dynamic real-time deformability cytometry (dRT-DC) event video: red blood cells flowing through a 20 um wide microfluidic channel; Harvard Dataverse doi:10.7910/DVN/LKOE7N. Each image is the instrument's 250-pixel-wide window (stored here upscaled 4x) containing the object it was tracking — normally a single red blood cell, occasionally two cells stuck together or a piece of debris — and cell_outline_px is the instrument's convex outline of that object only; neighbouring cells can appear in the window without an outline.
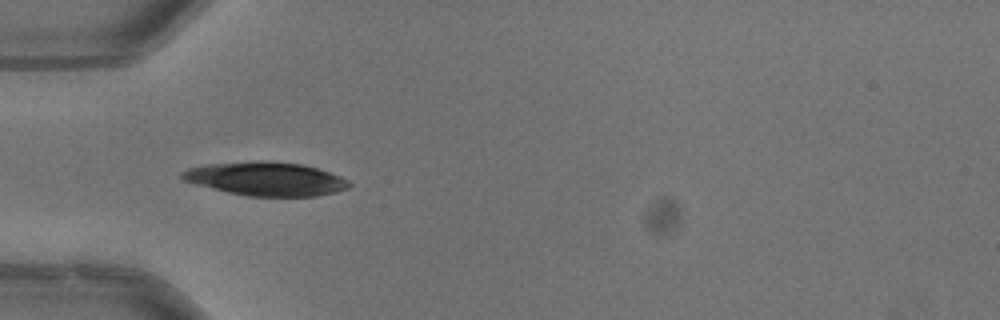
{"species": "common noctule bat (a hibernating species)", "species_latin": "Nyctalus noctula", "temperature_condition": "warm", "stored_images_in_passage": 32, "camera_frame_rate_fps": 3000, "um_per_image_px": 0.085, "animal": {"sex": "male", "body_mass_g": 13.3}, "frame": {"image": 1, "passage_image": 9, "time_ms": 2.667, "image_size_px": [1000, 320], "cell_outline_px": [[352, 184], [348, 188], [336, 192], [316, 196], [248, 196], [228, 192], [196, 184], [184, 180], [180, 176], [180, 172], [188, 168], [204, 164], [260, 160], [264, 160], [300, 164], [316, 168], [340, 176], [348, 180]], "centroid_in_image_um": [22.59, 15.19], "position_along_channel_um": 62.4, "area_um2": 32.71}, "authors_computed_cell_mechanics": {"area_um2": 25.6054, "velocity_mm_per_s": 3.9586, "shape_relaxation_time_tau1_ms": 2.1499, "shape_relaxation_time_tau2_ms": null, "deformation_change_tau1": 0.0986, "deformation_change_tau2": null}}